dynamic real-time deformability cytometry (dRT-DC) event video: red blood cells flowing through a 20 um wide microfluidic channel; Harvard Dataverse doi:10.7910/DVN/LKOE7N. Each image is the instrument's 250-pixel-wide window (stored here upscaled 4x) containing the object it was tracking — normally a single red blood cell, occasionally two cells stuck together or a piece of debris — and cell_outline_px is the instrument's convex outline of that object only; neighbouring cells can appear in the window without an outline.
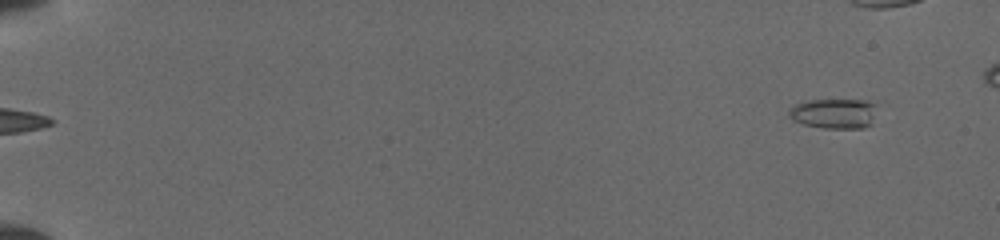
{"species": "common noctule bat (a hibernating species)", "species_latin": "Nyctalus noctula", "temperature_condition": "cold", "stored_images_in_passage": 34, "camera_frame_rate_fps": 3000, "um_per_image_px": 0.085, "animal": {"sex": "female", "body_mass_g": 19.5, "forearm_length_mm": 54.1}, "frame": {"image": 1, "passage_image": 1, "time_ms": 0.0, "image_size_px": [1000, 240], "cell_outline_px": [[876, 104], [872, 124], [864, 128], [824, 128], [804, 124], [792, 120], [788, 116], [788, 108], [796, 104], [808, 100], [864, 100]], "centroid_in_image_um": [70.87, 9.65], "position_along_channel_um": 14.1, "area_um2": 15.49}}
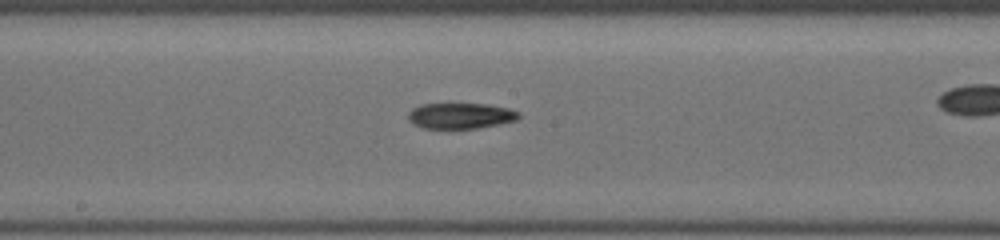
{"frame": {"image": 2, "passage_image": 21, "time_ms": 9.0, "image_size_px": [1000, 240], "cell_outline_px": [[520, 116], [516, 120], [500, 124], [476, 128], [420, 128], [412, 124], [408, 120], [408, 112], [412, 108], [420, 104], [484, 104], [508, 108], [520, 112]], "centroid_in_image_um": [39.11, 9.84], "position_along_channel_um": 209.1, "area_um2": 16.65}}
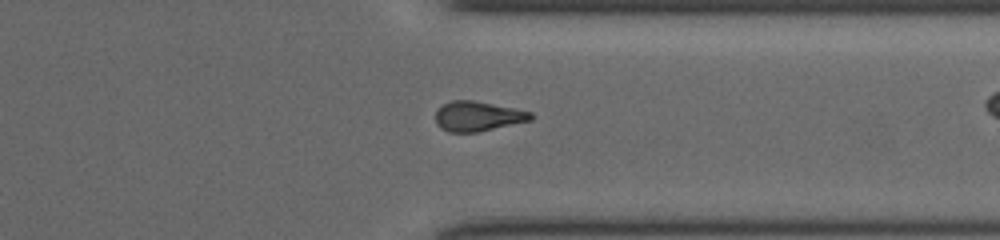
{"frame": {"image": 3, "passage_image": 32, "time_ms": 13.0, "image_size_px": [1000, 240], "cell_outline_px": [[532, 120], [476, 132], [448, 132], [440, 128], [436, 124], [436, 112], [444, 104], [452, 100], [472, 100], [532, 112]], "centroid_in_image_um": [40.59, 9.89], "position_along_channel_um": 370.8, "area_um2": 16.3}}